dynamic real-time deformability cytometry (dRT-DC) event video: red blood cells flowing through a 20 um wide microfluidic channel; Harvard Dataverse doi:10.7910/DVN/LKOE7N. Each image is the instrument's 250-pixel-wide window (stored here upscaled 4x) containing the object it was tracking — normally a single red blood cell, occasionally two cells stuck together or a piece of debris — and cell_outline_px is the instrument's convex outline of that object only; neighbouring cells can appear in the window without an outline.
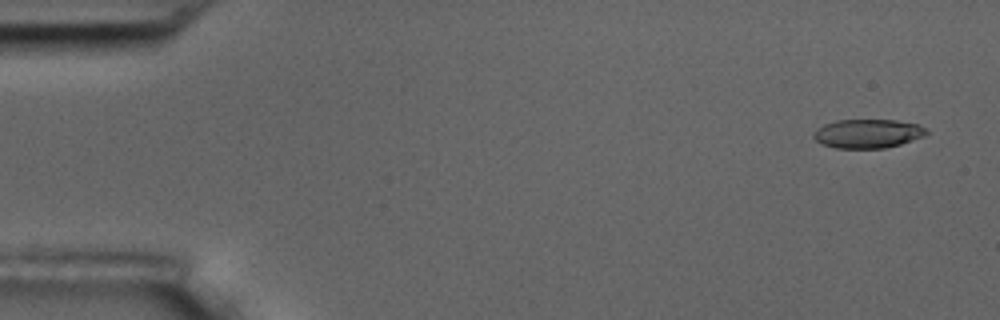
{"species": "common noctule bat (a hibernating species)", "species_latin": "Nyctalus noctula", "temperature_condition": "room temperature", "stored_images_in_passage": 5, "camera_frame_rate_fps": 3000, "um_per_image_px": 0.085, "animal": {"sex": "male", "body_mass_g": 17.5, "forearm_length_mm": 52.3}, "frame": {"image": 1, "passage_image": 1, "time_ms": 0.0, "image_size_px": [1000, 320], "cell_outline_px": [[928, 132], [924, 136], [900, 144], [884, 148], [836, 148], [820, 144], [812, 136], [824, 124], [836, 120], [896, 120], [920, 124], [928, 128]], "centroid_in_image_um": [73.8, 11.35], "position_along_channel_um": 11.2, "area_um2": 19.02}}
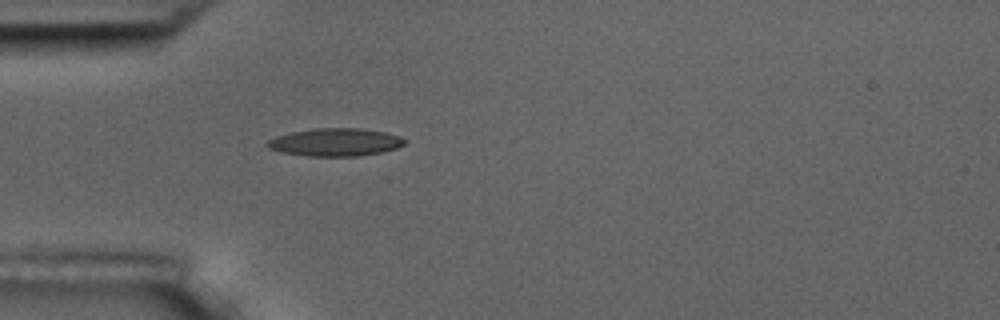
{"frame": {"image": 2, "passage_image": 5, "time_ms": 4.667, "image_size_px": [1000, 320], "cell_outline_px": [[408, 140], [404, 144], [396, 148], [380, 152], [356, 156], [308, 156], [280, 152], [268, 148], [264, 144], [268, 140], [276, 136], [292, 132], [316, 128], [360, 128], [384, 132], [400, 136]], "centroid_in_image_um": [28.48, 12.08], "position_along_channel_um": 56.5, "area_um2": 22.25}}